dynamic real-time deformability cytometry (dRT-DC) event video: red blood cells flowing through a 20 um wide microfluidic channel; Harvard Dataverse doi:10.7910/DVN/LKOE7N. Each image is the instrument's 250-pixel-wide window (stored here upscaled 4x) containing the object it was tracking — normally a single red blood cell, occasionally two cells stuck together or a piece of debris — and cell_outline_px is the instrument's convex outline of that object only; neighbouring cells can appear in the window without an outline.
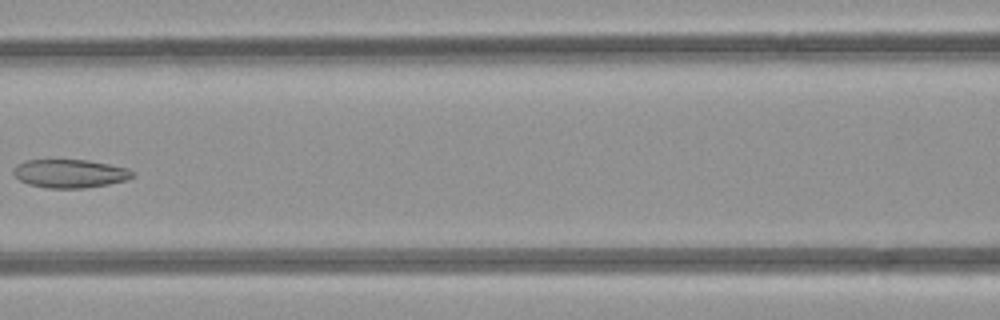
{"species": "common noctule bat (a hibernating species)", "species_latin": "Nyctalus noctula", "temperature_condition": "room temperature", "stored_images_in_passage": 7, "camera_frame_rate_fps": 3000, "um_per_image_px": 0.085, "animal": {"sex": "female", "body_mass_g": 21.9}, "frame": {"image": 1, "passage_image": 7, "time_ms": 7.0, "image_size_px": [1000, 320], "cell_outline_px": [[136, 176], [124, 180], [108, 184], [84, 188], [48, 188], [28, 184], [20, 180], [12, 172], [12, 168], [16, 164], [24, 160], [88, 160], [128, 168], [136, 172]], "centroid_in_image_um": [5.94, 14.74], "position_along_channel_um": 160.7, "area_um2": 19.83}}